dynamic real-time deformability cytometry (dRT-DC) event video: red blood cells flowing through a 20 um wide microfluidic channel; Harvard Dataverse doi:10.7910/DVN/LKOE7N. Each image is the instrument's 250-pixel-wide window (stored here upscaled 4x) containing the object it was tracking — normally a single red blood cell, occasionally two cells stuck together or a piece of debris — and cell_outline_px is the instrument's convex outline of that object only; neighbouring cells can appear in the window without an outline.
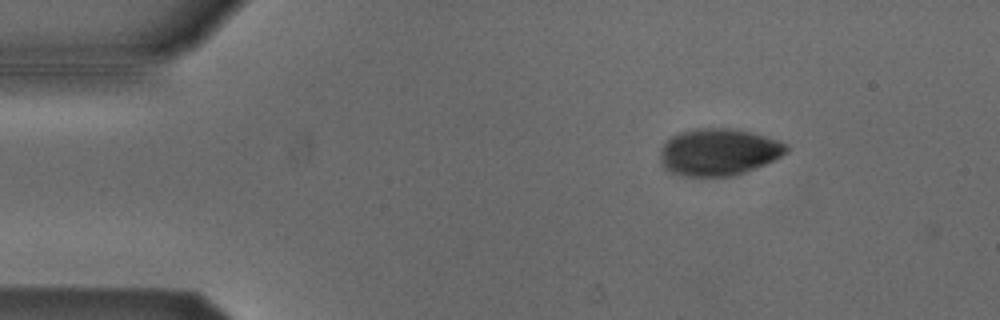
{"species": "Egyptian fruit bat (a non-hibernating species)", "species_latin": "Rousettus aegyptiacus", "temperature_condition": "cold", "stored_images_in_passage": 6, "camera_frame_rate_fps": 3000, "um_per_image_px": 0.085, "animal": {"sex": "male"}, "frame": {"image": 1, "passage_image": 1, "time_ms": 0.0, "image_size_px": [1000, 320], "cell_outline_px": [[788, 152], [764, 164], [744, 172], [732, 176], [684, 176], [672, 172], [664, 168], [660, 160], [660, 148], [672, 136], [680, 132], [696, 128], [728, 128], [748, 132], [764, 136], [788, 144]], "centroid_in_image_um": [61.05, 12.92], "position_along_channel_um": 24.0, "area_um2": 34.22}}